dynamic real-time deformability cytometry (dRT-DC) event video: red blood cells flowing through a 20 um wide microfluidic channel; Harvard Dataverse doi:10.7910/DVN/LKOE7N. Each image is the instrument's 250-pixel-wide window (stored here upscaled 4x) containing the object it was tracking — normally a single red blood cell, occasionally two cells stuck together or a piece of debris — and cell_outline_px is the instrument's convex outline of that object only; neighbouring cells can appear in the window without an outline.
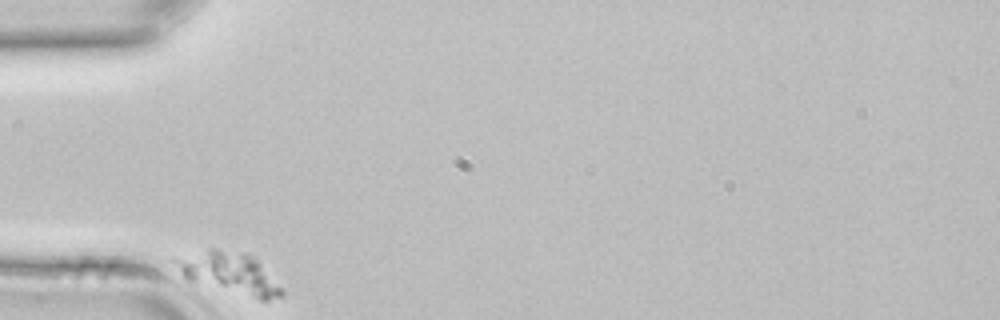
{"species": "common noctule bat (a hibernating species)", "species_latin": "Nyctalus noctula", "temperature_condition": "room temperature", "stored_images_in_passage": 29, "camera_frame_rate_fps": 3000, "um_per_image_px": 0.085, "animal": {"sex": "female", "body_mass_g": 22.7, "forearm_length_mm": 54.2}, "frame": {"image": 1, "passage_image": 1, "time_ms": 0.0, "image_size_px": [1000, 320], "cell_outline_px": [[284, 292], [280, 296], [268, 300], [260, 300], [184, 280], [172, 260], [172, 256], [208, 248], [216, 248], [244, 252], [256, 256]], "centroid_in_image_um": [19.41, 23.17], "position_along_channel_um": 65.6, "area_um2": 26.41}}
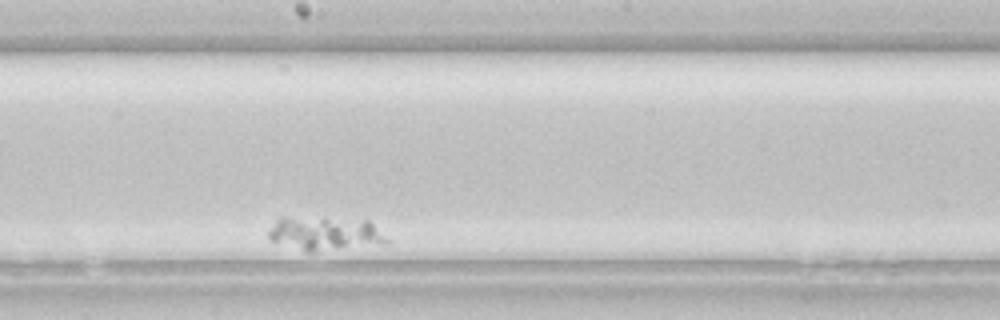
{"frame": {"image": 2, "passage_image": 16, "time_ms": 5.0, "image_size_px": [1000, 320], "cell_outline_px": [[388, 244], [312, 252], [308, 252], [272, 240], [268, 236], [268, 228], [280, 216], [288, 216], [368, 220], [388, 240]], "centroid_in_image_um": [27.6, 19.84], "position_along_channel_um": 220.6, "area_um2": 23.35}}
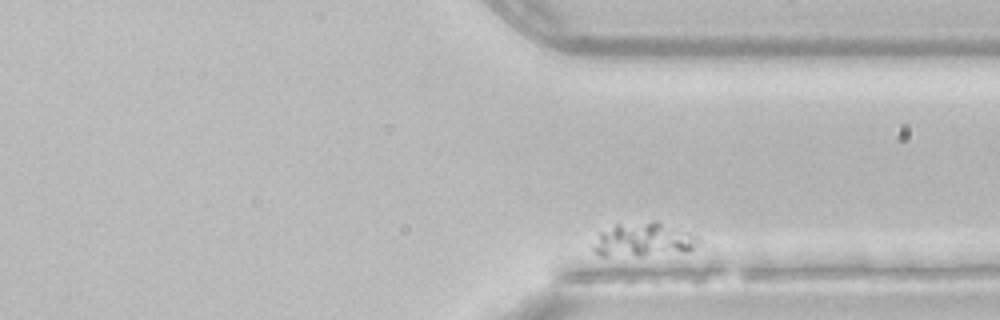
{"frame": {"image": 3, "passage_image": 28, "time_ms": 9.0, "image_size_px": [1000, 320], "cell_outline_px": [[700, 244], [688, 252], [640, 256], [600, 256], [592, 248], [600, 232], [616, 224], [656, 220], [700, 236]], "centroid_in_image_um": [54.77, 20.38], "position_along_channel_um": 356.6, "area_um2": 21.27}}